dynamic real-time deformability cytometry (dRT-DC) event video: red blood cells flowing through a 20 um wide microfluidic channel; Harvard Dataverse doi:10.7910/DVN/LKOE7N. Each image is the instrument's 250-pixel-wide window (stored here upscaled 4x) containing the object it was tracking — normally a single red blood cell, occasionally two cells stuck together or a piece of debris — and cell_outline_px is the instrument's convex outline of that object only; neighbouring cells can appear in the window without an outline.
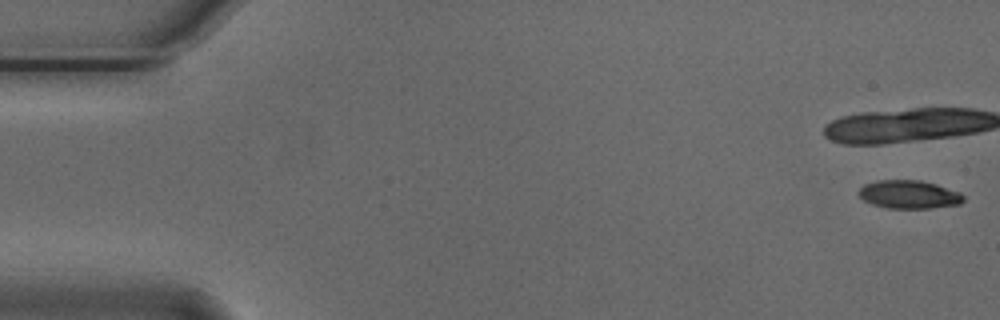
{"species": "Egyptian fruit bat (a non-hibernating species)", "species_latin": "Rousettus aegyptiacus", "temperature_condition": "cold", "stored_images_in_passage": 43, "camera_frame_rate_fps": 3000, "um_per_image_px": 0.085, "animal": {"sex": "male"}, "frame": {"image": 1, "passage_image": 1, "time_ms": 0.0, "image_size_px": [1000, 320], "cell_outline_px": [[964, 200], [960, 204], [932, 208], [888, 208], [872, 204], [864, 200], [856, 192], [864, 184], [876, 180], [920, 180], [936, 184], [960, 192], [964, 196]], "centroid_in_image_um": [77.26, 16.52], "position_along_channel_um": 7.7, "area_um2": 17.34}, "authors_computed_cell_mechanics": {"area_um2": 19.4208, "velocity_mm_per_s": 3.7234, "shape_relaxation_time_tau1_ms": 3.8978, "shape_relaxation_time_tau2_ms": 3.3034, "deformation_change_tau1": 0.1755, "deformation_change_tau2": 0.0878}}